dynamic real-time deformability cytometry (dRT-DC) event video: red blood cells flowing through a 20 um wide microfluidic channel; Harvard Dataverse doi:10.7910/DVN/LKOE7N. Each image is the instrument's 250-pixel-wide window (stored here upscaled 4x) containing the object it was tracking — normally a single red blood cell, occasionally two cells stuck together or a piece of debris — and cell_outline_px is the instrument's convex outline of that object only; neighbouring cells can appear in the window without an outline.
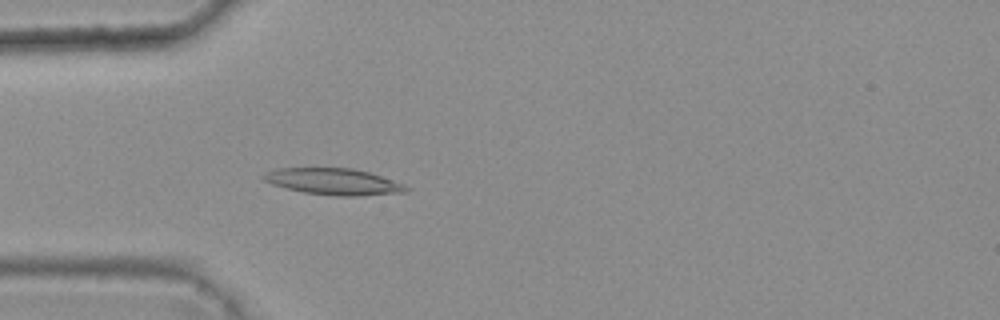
{"species": "common noctule bat (a hibernating species)", "species_latin": "Nyctalus noctula", "temperature_condition": "warm", "stored_images_in_passage": 31, "camera_frame_rate_fps": 3000, "um_per_image_px": 0.085, "animal": {"sex": "female", "body_mass_g": 25.1}, "frame": {"image": 1, "passage_image": 16, "time_ms": 5.0, "image_size_px": [1000, 320], "cell_outline_px": [[412, 188], [408, 192], [356, 196], [336, 196], [304, 192], [272, 184], [264, 180], [260, 176], [264, 172], [276, 168], [352, 168], [368, 172], [404, 184]], "centroid_in_image_um": [28.36, 15.43], "position_along_channel_um": 56.6, "area_um2": 21.96}}
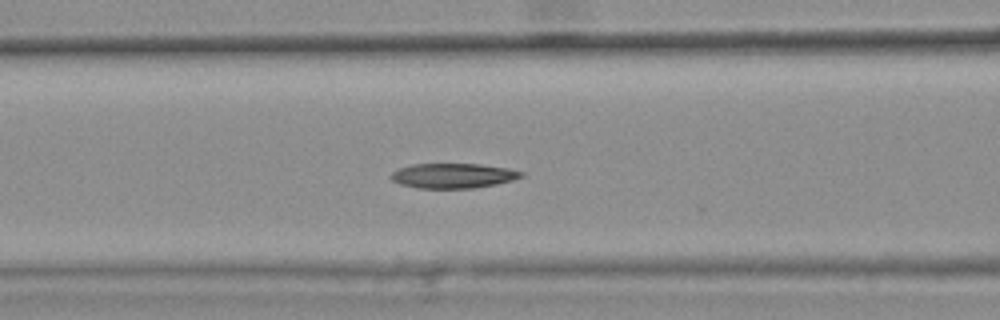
{"frame": {"image": 2, "passage_image": 22, "time_ms": 7.0, "image_size_px": [1000, 320], "cell_outline_px": [[524, 176], [512, 180], [496, 184], [472, 188], [416, 188], [400, 184], [392, 180], [388, 176], [392, 172], [400, 168], [412, 164], [480, 164], [508, 168], [524, 172]], "centroid_in_image_um": [38.5, 14.93], "position_along_channel_um": 128.1, "area_um2": 18.9}}
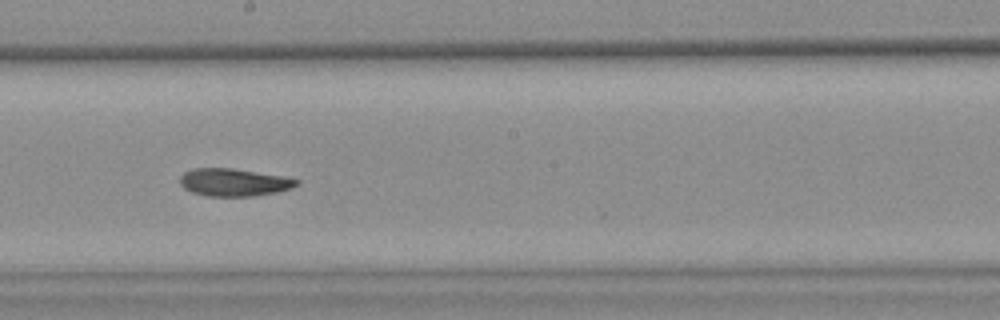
{"frame": {"image": 3, "passage_image": 30, "time_ms": 9.667, "image_size_px": [1000, 320], "cell_outline_px": [[300, 184], [292, 188], [276, 192], [252, 196], [208, 196], [192, 192], [184, 188], [180, 184], [180, 176], [184, 172], [192, 168], [232, 168], [280, 176], [300, 180]], "centroid_in_image_um": [19.86, 15.5], "position_along_channel_um": 228.3, "area_um2": 18.67}}